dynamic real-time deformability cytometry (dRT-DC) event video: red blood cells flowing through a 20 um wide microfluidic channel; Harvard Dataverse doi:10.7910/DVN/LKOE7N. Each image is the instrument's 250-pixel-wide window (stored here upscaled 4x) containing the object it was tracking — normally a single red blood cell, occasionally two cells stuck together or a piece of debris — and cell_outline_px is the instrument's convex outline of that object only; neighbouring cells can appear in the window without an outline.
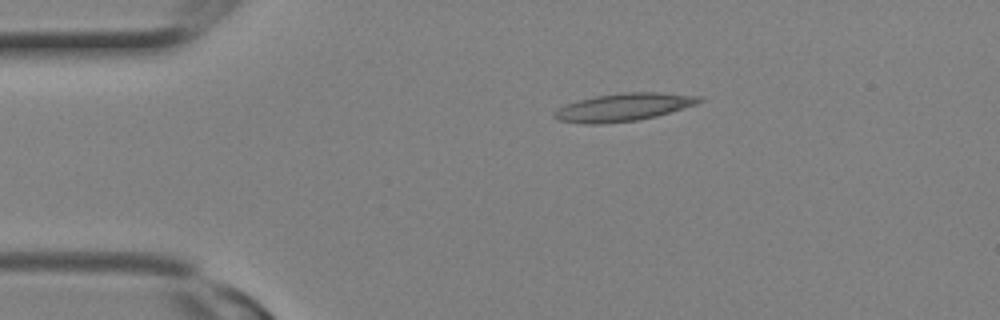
{"species": "Egyptian fruit bat (a non-hibernating species)", "species_latin": "Rousettus aegyptiacus", "temperature_condition": "room temperature", "stored_images_in_passage": 3, "camera_frame_rate_fps": 3000, "um_per_image_px": 0.085, "animal": {"sex": "female"}, "frame": {"image": 1, "passage_image": 3, "time_ms": 0.667, "image_size_px": [1000, 320], "cell_outline_px": [[704, 100], [696, 104], [656, 116], [636, 120], [604, 124], [584, 124], [556, 120], [552, 116], [552, 112], [556, 108], [564, 104], [596, 96], [620, 92], [660, 92], [704, 96]], "centroid_in_image_um": [52.96, 9.11], "position_along_channel_um": 32.0, "area_um2": 23.76}}